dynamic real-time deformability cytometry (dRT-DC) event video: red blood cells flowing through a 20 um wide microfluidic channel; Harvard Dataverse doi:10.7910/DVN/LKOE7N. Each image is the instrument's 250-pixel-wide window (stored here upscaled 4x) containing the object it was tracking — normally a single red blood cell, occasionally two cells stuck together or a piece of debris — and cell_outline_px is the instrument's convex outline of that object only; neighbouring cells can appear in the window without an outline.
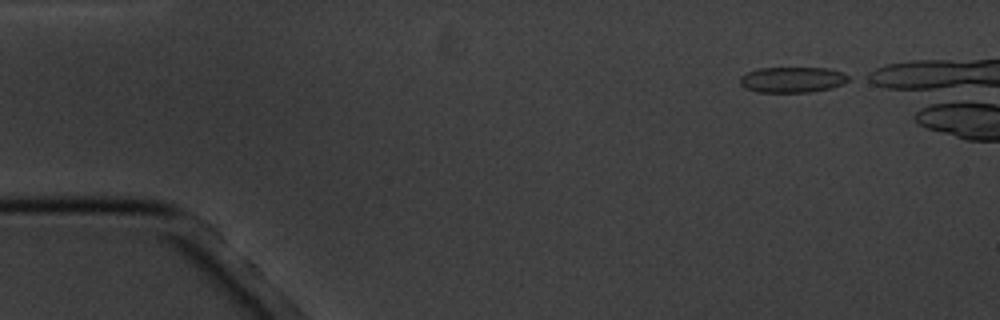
{"species": "common noctule bat (a hibernating species)", "species_latin": "Nyctalus noctula", "temperature_condition": "cold", "stored_images_in_passage": 6, "camera_frame_rate_fps": 3000, "um_per_image_px": 0.085, "animal": {"sex": "male", "body_mass_g": 20.1, "forearm_length_mm": 53.5}, "frame": {"image": 1, "passage_image": 1, "time_ms": 0.0, "image_size_px": [1000, 320], "cell_outline_px": [[852, 80], [844, 84], [832, 88], [808, 92], [756, 92], [744, 88], [740, 84], [740, 76], [748, 72], [760, 68], [828, 68], [840, 72], [848, 76]], "centroid_in_image_um": [67.36, 6.78], "position_along_channel_um": 17.6, "area_um2": 16.3}}